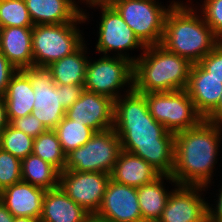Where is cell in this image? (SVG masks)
<instances>
[{
  "mask_svg": "<svg viewBox=\"0 0 222 222\" xmlns=\"http://www.w3.org/2000/svg\"><path fill=\"white\" fill-rule=\"evenodd\" d=\"M9 123L15 118L30 115L34 109V91L29 76L23 70H17L11 77L5 94Z\"/></svg>",
  "mask_w": 222,
  "mask_h": 222,
  "instance_id": "cell-22",
  "label": "cell"
},
{
  "mask_svg": "<svg viewBox=\"0 0 222 222\" xmlns=\"http://www.w3.org/2000/svg\"><path fill=\"white\" fill-rule=\"evenodd\" d=\"M133 63V89L139 93L185 90L192 63L161 44L145 46Z\"/></svg>",
  "mask_w": 222,
  "mask_h": 222,
  "instance_id": "cell-4",
  "label": "cell"
},
{
  "mask_svg": "<svg viewBox=\"0 0 222 222\" xmlns=\"http://www.w3.org/2000/svg\"><path fill=\"white\" fill-rule=\"evenodd\" d=\"M185 90L197 112L206 119L218 107L222 95V82L211 76L199 63H194Z\"/></svg>",
  "mask_w": 222,
  "mask_h": 222,
  "instance_id": "cell-16",
  "label": "cell"
},
{
  "mask_svg": "<svg viewBox=\"0 0 222 222\" xmlns=\"http://www.w3.org/2000/svg\"><path fill=\"white\" fill-rule=\"evenodd\" d=\"M84 91V85H60L61 104L65 110L78 100Z\"/></svg>",
  "mask_w": 222,
  "mask_h": 222,
  "instance_id": "cell-34",
  "label": "cell"
},
{
  "mask_svg": "<svg viewBox=\"0 0 222 222\" xmlns=\"http://www.w3.org/2000/svg\"><path fill=\"white\" fill-rule=\"evenodd\" d=\"M160 4L156 0H116L111 3L144 46L161 44L169 8L183 5L182 2L172 1L166 9Z\"/></svg>",
  "mask_w": 222,
  "mask_h": 222,
  "instance_id": "cell-6",
  "label": "cell"
},
{
  "mask_svg": "<svg viewBox=\"0 0 222 222\" xmlns=\"http://www.w3.org/2000/svg\"><path fill=\"white\" fill-rule=\"evenodd\" d=\"M53 130L59 138L60 145L66 155L83 146L95 134V131L84 123L75 122L66 117Z\"/></svg>",
  "mask_w": 222,
  "mask_h": 222,
  "instance_id": "cell-26",
  "label": "cell"
},
{
  "mask_svg": "<svg viewBox=\"0 0 222 222\" xmlns=\"http://www.w3.org/2000/svg\"><path fill=\"white\" fill-rule=\"evenodd\" d=\"M96 214L111 222H143L137 188L110 179Z\"/></svg>",
  "mask_w": 222,
  "mask_h": 222,
  "instance_id": "cell-15",
  "label": "cell"
},
{
  "mask_svg": "<svg viewBox=\"0 0 222 222\" xmlns=\"http://www.w3.org/2000/svg\"><path fill=\"white\" fill-rule=\"evenodd\" d=\"M198 222H212V219L208 213L202 220H199Z\"/></svg>",
  "mask_w": 222,
  "mask_h": 222,
  "instance_id": "cell-43",
  "label": "cell"
},
{
  "mask_svg": "<svg viewBox=\"0 0 222 222\" xmlns=\"http://www.w3.org/2000/svg\"><path fill=\"white\" fill-rule=\"evenodd\" d=\"M14 216L0 200V222H13Z\"/></svg>",
  "mask_w": 222,
  "mask_h": 222,
  "instance_id": "cell-39",
  "label": "cell"
},
{
  "mask_svg": "<svg viewBox=\"0 0 222 222\" xmlns=\"http://www.w3.org/2000/svg\"><path fill=\"white\" fill-rule=\"evenodd\" d=\"M190 5H172L164 20L161 45L168 51L198 63L221 41L206 24L202 15Z\"/></svg>",
  "mask_w": 222,
  "mask_h": 222,
  "instance_id": "cell-3",
  "label": "cell"
},
{
  "mask_svg": "<svg viewBox=\"0 0 222 222\" xmlns=\"http://www.w3.org/2000/svg\"><path fill=\"white\" fill-rule=\"evenodd\" d=\"M120 138L114 129L95 134L66 155L64 170L110 174L121 151Z\"/></svg>",
  "mask_w": 222,
  "mask_h": 222,
  "instance_id": "cell-7",
  "label": "cell"
},
{
  "mask_svg": "<svg viewBox=\"0 0 222 222\" xmlns=\"http://www.w3.org/2000/svg\"><path fill=\"white\" fill-rule=\"evenodd\" d=\"M33 154L54 166L60 173L66 165V154L54 130H46L34 138Z\"/></svg>",
  "mask_w": 222,
  "mask_h": 222,
  "instance_id": "cell-27",
  "label": "cell"
},
{
  "mask_svg": "<svg viewBox=\"0 0 222 222\" xmlns=\"http://www.w3.org/2000/svg\"><path fill=\"white\" fill-rule=\"evenodd\" d=\"M110 174L64 170L59 175V187L90 214L100 209Z\"/></svg>",
  "mask_w": 222,
  "mask_h": 222,
  "instance_id": "cell-12",
  "label": "cell"
},
{
  "mask_svg": "<svg viewBox=\"0 0 222 222\" xmlns=\"http://www.w3.org/2000/svg\"><path fill=\"white\" fill-rule=\"evenodd\" d=\"M86 43L75 52L52 63L47 68L51 71L56 85H84L88 59ZM86 49V50H85Z\"/></svg>",
  "mask_w": 222,
  "mask_h": 222,
  "instance_id": "cell-24",
  "label": "cell"
},
{
  "mask_svg": "<svg viewBox=\"0 0 222 222\" xmlns=\"http://www.w3.org/2000/svg\"><path fill=\"white\" fill-rule=\"evenodd\" d=\"M222 124L203 119L197 126L175 133L171 177L178 185L208 188L217 163Z\"/></svg>",
  "mask_w": 222,
  "mask_h": 222,
  "instance_id": "cell-2",
  "label": "cell"
},
{
  "mask_svg": "<svg viewBox=\"0 0 222 222\" xmlns=\"http://www.w3.org/2000/svg\"><path fill=\"white\" fill-rule=\"evenodd\" d=\"M60 172L40 157L29 154L21 160V179L39 188L52 190L59 187Z\"/></svg>",
  "mask_w": 222,
  "mask_h": 222,
  "instance_id": "cell-25",
  "label": "cell"
},
{
  "mask_svg": "<svg viewBox=\"0 0 222 222\" xmlns=\"http://www.w3.org/2000/svg\"><path fill=\"white\" fill-rule=\"evenodd\" d=\"M85 11L71 23L34 25L32 30L33 66L48 67L75 52L85 41L77 24L88 20Z\"/></svg>",
  "mask_w": 222,
  "mask_h": 222,
  "instance_id": "cell-5",
  "label": "cell"
},
{
  "mask_svg": "<svg viewBox=\"0 0 222 222\" xmlns=\"http://www.w3.org/2000/svg\"><path fill=\"white\" fill-rule=\"evenodd\" d=\"M161 174L139 156L121 150L110 173V179L138 188L156 180Z\"/></svg>",
  "mask_w": 222,
  "mask_h": 222,
  "instance_id": "cell-20",
  "label": "cell"
},
{
  "mask_svg": "<svg viewBox=\"0 0 222 222\" xmlns=\"http://www.w3.org/2000/svg\"><path fill=\"white\" fill-rule=\"evenodd\" d=\"M0 26L34 27L24 0H0Z\"/></svg>",
  "mask_w": 222,
  "mask_h": 222,
  "instance_id": "cell-29",
  "label": "cell"
},
{
  "mask_svg": "<svg viewBox=\"0 0 222 222\" xmlns=\"http://www.w3.org/2000/svg\"><path fill=\"white\" fill-rule=\"evenodd\" d=\"M46 190L25 181H19L0 192V200L14 217L40 219Z\"/></svg>",
  "mask_w": 222,
  "mask_h": 222,
  "instance_id": "cell-17",
  "label": "cell"
},
{
  "mask_svg": "<svg viewBox=\"0 0 222 222\" xmlns=\"http://www.w3.org/2000/svg\"><path fill=\"white\" fill-rule=\"evenodd\" d=\"M163 180L176 183L169 175H160L156 180L137 188L138 202L143 222H158L165 209L171 191L164 189Z\"/></svg>",
  "mask_w": 222,
  "mask_h": 222,
  "instance_id": "cell-23",
  "label": "cell"
},
{
  "mask_svg": "<svg viewBox=\"0 0 222 222\" xmlns=\"http://www.w3.org/2000/svg\"><path fill=\"white\" fill-rule=\"evenodd\" d=\"M34 25L74 22L83 9L76 0H24Z\"/></svg>",
  "mask_w": 222,
  "mask_h": 222,
  "instance_id": "cell-19",
  "label": "cell"
},
{
  "mask_svg": "<svg viewBox=\"0 0 222 222\" xmlns=\"http://www.w3.org/2000/svg\"><path fill=\"white\" fill-rule=\"evenodd\" d=\"M91 6L92 8L100 7L102 13L99 24L98 42L95 46L96 51L99 53L102 52L105 56H107L110 51H117L118 54L116 53V56L134 63L136 59L129 57L128 54L124 55V53H127L125 50L139 49V47L141 50H144L145 46L135 36L133 30L111 4L101 3Z\"/></svg>",
  "mask_w": 222,
  "mask_h": 222,
  "instance_id": "cell-10",
  "label": "cell"
},
{
  "mask_svg": "<svg viewBox=\"0 0 222 222\" xmlns=\"http://www.w3.org/2000/svg\"><path fill=\"white\" fill-rule=\"evenodd\" d=\"M128 88L114 101L113 129L120 138L121 149L141 157L161 175L171 176L175 134L149 113L143 93L133 86Z\"/></svg>",
  "mask_w": 222,
  "mask_h": 222,
  "instance_id": "cell-1",
  "label": "cell"
},
{
  "mask_svg": "<svg viewBox=\"0 0 222 222\" xmlns=\"http://www.w3.org/2000/svg\"><path fill=\"white\" fill-rule=\"evenodd\" d=\"M9 124L6 112V105L3 96H0V133L7 127Z\"/></svg>",
  "mask_w": 222,
  "mask_h": 222,
  "instance_id": "cell-37",
  "label": "cell"
},
{
  "mask_svg": "<svg viewBox=\"0 0 222 222\" xmlns=\"http://www.w3.org/2000/svg\"><path fill=\"white\" fill-rule=\"evenodd\" d=\"M201 7L200 12L204 21L222 41V0H204Z\"/></svg>",
  "mask_w": 222,
  "mask_h": 222,
  "instance_id": "cell-31",
  "label": "cell"
},
{
  "mask_svg": "<svg viewBox=\"0 0 222 222\" xmlns=\"http://www.w3.org/2000/svg\"><path fill=\"white\" fill-rule=\"evenodd\" d=\"M144 96L149 113L174 134L195 127L204 119L186 90L152 92Z\"/></svg>",
  "mask_w": 222,
  "mask_h": 222,
  "instance_id": "cell-8",
  "label": "cell"
},
{
  "mask_svg": "<svg viewBox=\"0 0 222 222\" xmlns=\"http://www.w3.org/2000/svg\"><path fill=\"white\" fill-rule=\"evenodd\" d=\"M89 214L57 187L44 194L40 222H84Z\"/></svg>",
  "mask_w": 222,
  "mask_h": 222,
  "instance_id": "cell-21",
  "label": "cell"
},
{
  "mask_svg": "<svg viewBox=\"0 0 222 222\" xmlns=\"http://www.w3.org/2000/svg\"><path fill=\"white\" fill-rule=\"evenodd\" d=\"M33 145L34 138L10 124L0 133V147L21 160L33 153Z\"/></svg>",
  "mask_w": 222,
  "mask_h": 222,
  "instance_id": "cell-28",
  "label": "cell"
},
{
  "mask_svg": "<svg viewBox=\"0 0 222 222\" xmlns=\"http://www.w3.org/2000/svg\"><path fill=\"white\" fill-rule=\"evenodd\" d=\"M206 120L222 124V95L218 107L206 118Z\"/></svg>",
  "mask_w": 222,
  "mask_h": 222,
  "instance_id": "cell-38",
  "label": "cell"
},
{
  "mask_svg": "<svg viewBox=\"0 0 222 222\" xmlns=\"http://www.w3.org/2000/svg\"><path fill=\"white\" fill-rule=\"evenodd\" d=\"M84 222H111L108 219L98 216L96 213L89 214Z\"/></svg>",
  "mask_w": 222,
  "mask_h": 222,
  "instance_id": "cell-40",
  "label": "cell"
},
{
  "mask_svg": "<svg viewBox=\"0 0 222 222\" xmlns=\"http://www.w3.org/2000/svg\"><path fill=\"white\" fill-rule=\"evenodd\" d=\"M133 86V63L122 57L103 55L93 63L89 60L86 69L84 90L108 96L114 101L124 86Z\"/></svg>",
  "mask_w": 222,
  "mask_h": 222,
  "instance_id": "cell-9",
  "label": "cell"
},
{
  "mask_svg": "<svg viewBox=\"0 0 222 222\" xmlns=\"http://www.w3.org/2000/svg\"><path fill=\"white\" fill-rule=\"evenodd\" d=\"M198 63L222 82V41Z\"/></svg>",
  "mask_w": 222,
  "mask_h": 222,
  "instance_id": "cell-33",
  "label": "cell"
},
{
  "mask_svg": "<svg viewBox=\"0 0 222 222\" xmlns=\"http://www.w3.org/2000/svg\"><path fill=\"white\" fill-rule=\"evenodd\" d=\"M65 117L84 123L95 132L112 129L114 100L108 96L84 90L78 100L66 110Z\"/></svg>",
  "mask_w": 222,
  "mask_h": 222,
  "instance_id": "cell-14",
  "label": "cell"
},
{
  "mask_svg": "<svg viewBox=\"0 0 222 222\" xmlns=\"http://www.w3.org/2000/svg\"><path fill=\"white\" fill-rule=\"evenodd\" d=\"M218 199L216 200L215 209L209 205V215L211 216L212 222H222V186H220ZM214 209V210H213Z\"/></svg>",
  "mask_w": 222,
  "mask_h": 222,
  "instance_id": "cell-36",
  "label": "cell"
},
{
  "mask_svg": "<svg viewBox=\"0 0 222 222\" xmlns=\"http://www.w3.org/2000/svg\"><path fill=\"white\" fill-rule=\"evenodd\" d=\"M15 129L24 132L32 138L38 137L41 133L48 130L41 121L32 114L15 118L9 123Z\"/></svg>",
  "mask_w": 222,
  "mask_h": 222,
  "instance_id": "cell-32",
  "label": "cell"
},
{
  "mask_svg": "<svg viewBox=\"0 0 222 222\" xmlns=\"http://www.w3.org/2000/svg\"><path fill=\"white\" fill-rule=\"evenodd\" d=\"M21 180V159L0 147V192Z\"/></svg>",
  "mask_w": 222,
  "mask_h": 222,
  "instance_id": "cell-30",
  "label": "cell"
},
{
  "mask_svg": "<svg viewBox=\"0 0 222 222\" xmlns=\"http://www.w3.org/2000/svg\"><path fill=\"white\" fill-rule=\"evenodd\" d=\"M114 1H116V0H106V4H111Z\"/></svg>",
  "mask_w": 222,
  "mask_h": 222,
  "instance_id": "cell-44",
  "label": "cell"
},
{
  "mask_svg": "<svg viewBox=\"0 0 222 222\" xmlns=\"http://www.w3.org/2000/svg\"><path fill=\"white\" fill-rule=\"evenodd\" d=\"M80 1H85L82 3H86L88 6L90 5H94V4H101V3H105L106 4V0H80Z\"/></svg>",
  "mask_w": 222,
  "mask_h": 222,
  "instance_id": "cell-42",
  "label": "cell"
},
{
  "mask_svg": "<svg viewBox=\"0 0 222 222\" xmlns=\"http://www.w3.org/2000/svg\"><path fill=\"white\" fill-rule=\"evenodd\" d=\"M13 222H40V219L32 218V217L19 216V217H14Z\"/></svg>",
  "mask_w": 222,
  "mask_h": 222,
  "instance_id": "cell-41",
  "label": "cell"
},
{
  "mask_svg": "<svg viewBox=\"0 0 222 222\" xmlns=\"http://www.w3.org/2000/svg\"><path fill=\"white\" fill-rule=\"evenodd\" d=\"M23 71L29 76L35 101L32 115L49 130H53L65 117L66 110L61 104L60 85L54 83L47 67L32 66Z\"/></svg>",
  "mask_w": 222,
  "mask_h": 222,
  "instance_id": "cell-11",
  "label": "cell"
},
{
  "mask_svg": "<svg viewBox=\"0 0 222 222\" xmlns=\"http://www.w3.org/2000/svg\"><path fill=\"white\" fill-rule=\"evenodd\" d=\"M158 222H198L209 212V203L202 199L203 186L174 184ZM177 187V188H176Z\"/></svg>",
  "mask_w": 222,
  "mask_h": 222,
  "instance_id": "cell-13",
  "label": "cell"
},
{
  "mask_svg": "<svg viewBox=\"0 0 222 222\" xmlns=\"http://www.w3.org/2000/svg\"><path fill=\"white\" fill-rule=\"evenodd\" d=\"M32 30L33 27L1 28L0 52L17 70L33 66Z\"/></svg>",
  "mask_w": 222,
  "mask_h": 222,
  "instance_id": "cell-18",
  "label": "cell"
},
{
  "mask_svg": "<svg viewBox=\"0 0 222 222\" xmlns=\"http://www.w3.org/2000/svg\"><path fill=\"white\" fill-rule=\"evenodd\" d=\"M17 69L0 52V96H3L8 87L12 75Z\"/></svg>",
  "mask_w": 222,
  "mask_h": 222,
  "instance_id": "cell-35",
  "label": "cell"
}]
</instances>
